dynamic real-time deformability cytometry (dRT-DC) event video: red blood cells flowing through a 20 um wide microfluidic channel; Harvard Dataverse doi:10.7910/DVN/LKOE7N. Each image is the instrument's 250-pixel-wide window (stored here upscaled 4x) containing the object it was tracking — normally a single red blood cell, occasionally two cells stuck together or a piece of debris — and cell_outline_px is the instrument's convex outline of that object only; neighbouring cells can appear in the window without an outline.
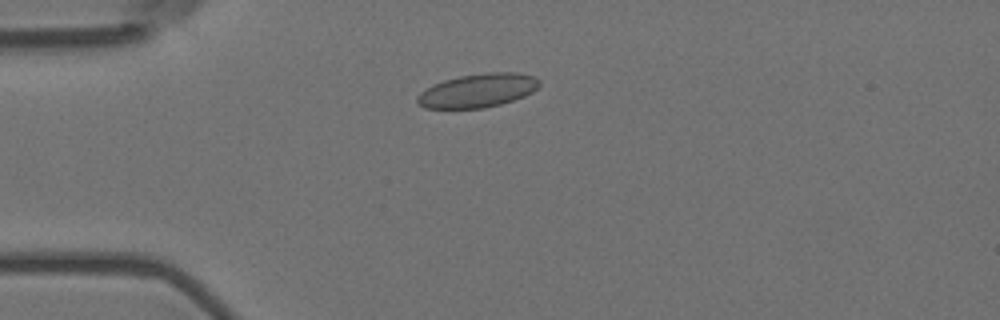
{"species": "Egyptian fruit bat (a non-hibernating species)", "species_latin": "Rousettus aegyptiacus", "temperature_condition": "room temperature", "stored_images_in_passage": 7, "camera_frame_rate_fps": 3000, "um_per_image_px": 0.085, "animal": {"sex": "female"}, "frame": {"image": 1, "passage_image": 4, "time_ms": 1.0, "image_size_px": [1000, 320], "cell_outline_px": [[540, 84], [532, 92], [524, 96], [500, 104], [484, 108], [424, 108], [416, 100], [416, 96], [420, 92], [444, 80], [460, 76], [484, 72], [516, 72], [536, 76], [540, 80]], "centroid_in_image_um": [40.64, 7.68], "position_along_channel_um": 44.4, "area_um2": 23.87}}
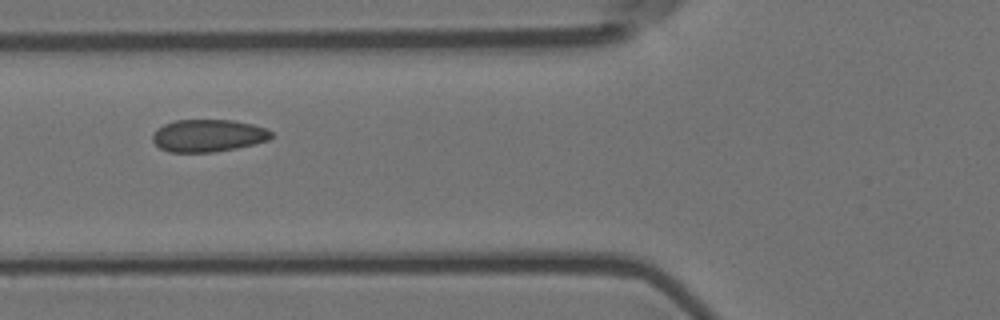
{"frame": {"image": 2, "passage_image": 6, "time_ms": 1.667, "image_size_px": [1000, 320], "cell_outline_px": [[272, 136], [268, 140], [236, 148], [216, 152], [168, 152], [160, 148], [152, 140], [152, 136], [156, 128], [164, 124], [176, 120], [232, 120], [252, 124], [264, 128], [272, 132]], "centroid_in_image_um": [17.66, 11.53], "position_along_channel_um": 108.1, "area_um2": 22.37}}
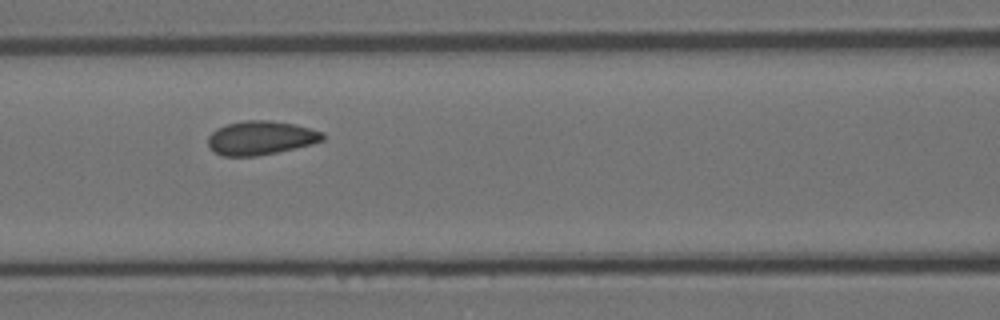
{"frame": {"image": 3, "passage_image": 7, "time_ms": 2.0, "image_size_px": [1000, 320], "cell_outline_px": [[324, 140], [312, 144], [276, 152], [256, 156], [224, 156], [216, 152], [208, 144], [208, 136], [216, 128], [228, 124], [244, 120], [268, 120], [292, 124], [324, 132]], "centroid_in_image_um": [22.16, 11.71], "position_along_channel_um": 144.4, "area_um2": 22.37}}